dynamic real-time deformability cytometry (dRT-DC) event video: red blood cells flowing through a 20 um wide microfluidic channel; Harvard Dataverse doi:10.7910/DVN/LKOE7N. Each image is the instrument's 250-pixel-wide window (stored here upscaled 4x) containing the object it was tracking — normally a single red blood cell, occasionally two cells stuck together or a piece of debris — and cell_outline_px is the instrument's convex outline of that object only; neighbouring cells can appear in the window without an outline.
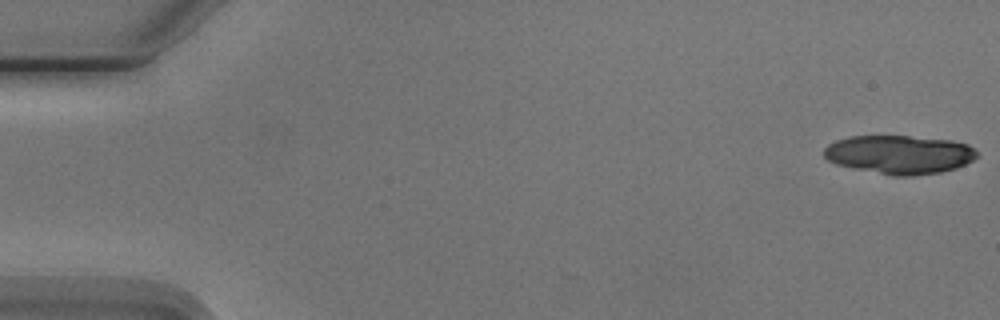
{"species": "Egyptian fruit bat (a non-hibernating species)", "species_latin": "Rousettus aegyptiacus", "temperature_condition": "cold", "stored_images_in_passage": 6, "camera_frame_rate_fps": 3000, "um_per_image_px": 0.085, "animal": {"sex": "male"}, "frame": {"image": 1, "passage_image": 1, "time_ms": 0.0, "image_size_px": [1000, 320], "cell_outline_px": [[980, 152], [972, 160], [956, 168], [940, 172], [912, 176], [892, 176], [852, 168], [836, 164], [828, 160], [824, 156], [824, 148], [828, 144], [836, 140], [848, 136], [908, 136], [952, 140], [968, 144]], "centroid_in_image_um": [76.44, 13.13], "position_along_channel_um": 8.6, "area_um2": 34.62}}